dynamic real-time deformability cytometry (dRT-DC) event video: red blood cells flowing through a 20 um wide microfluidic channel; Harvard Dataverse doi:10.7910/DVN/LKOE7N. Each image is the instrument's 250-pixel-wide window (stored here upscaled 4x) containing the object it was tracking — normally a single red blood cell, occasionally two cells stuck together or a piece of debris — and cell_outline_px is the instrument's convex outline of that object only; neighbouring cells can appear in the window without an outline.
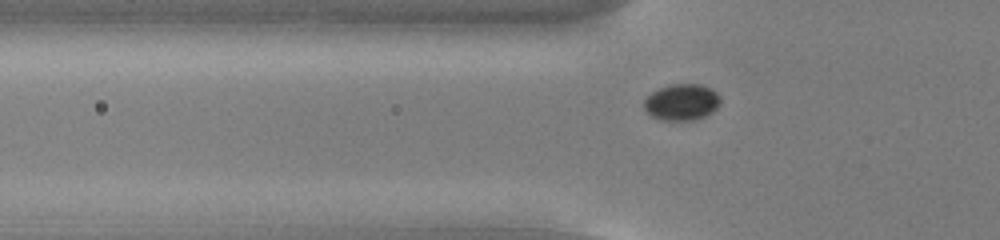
{"species": "common noctule bat (a hibernating species)", "species_latin": "Nyctalus noctula", "temperature_condition": "cold", "stored_images_in_passage": 49, "camera_frame_rate_fps": 3000, "um_per_image_px": 0.085, "animal": {"sex": "male", "body_mass_g": 13.0, "forearm_length_mm": 53.1}, "frame": {"image": 1, "passage_image": 12, "time_ms": 3.667, "image_size_px": [1000, 240], "cell_outline_px": [[720, 104], [712, 112], [696, 120], [660, 120], [652, 116], [644, 108], [644, 100], [652, 92], [660, 88], [672, 84], [700, 84], [712, 88], [720, 96]], "centroid_in_image_um": [57.97, 8.68], "position_along_channel_um": 67.8, "area_um2": 16.18}}
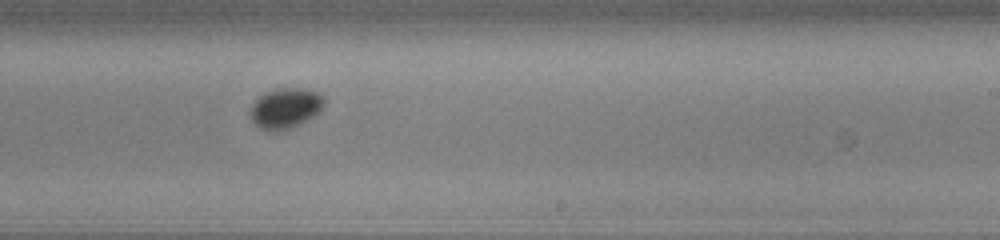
{"frame": {"image": 2, "passage_image": 28, "time_ms": 9.0, "image_size_px": [1000, 240], "cell_outline_px": [[324, 104], [312, 116], [300, 124], [292, 128], [280, 132], [268, 132], [260, 128], [252, 120], [248, 112], [252, 104], [264, 92], [276, 88], [300, 88], [316, 92], [324, 96]], "centroid_in_image_um": [24.2, 9.21], "position_along_channel_um": 264.8, "area_um2": 17.46}}
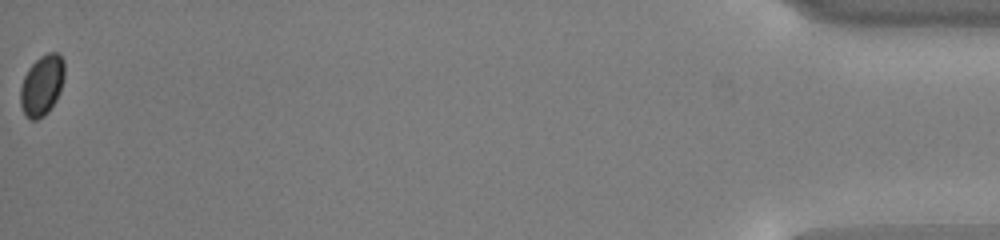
{"frame": {"image": 3, "passage_image": 49, "time_ms": 16.0, "image_size_px": [1000, 240], "cell_outline_px": [[64, 76], [60, 92], [56, 100], [48, 112], [44, 116], [36, 120], [32, 120], [24, 112], [20, 104], [20, 88], [24, 76], [28, 68], [40, 56], [48, 52], [56, 52], [64, 60]], "centroid_in_image_um": [3.57, 7.24], "position_along_channel_um": 431.6, "area_um2": 15.55}}